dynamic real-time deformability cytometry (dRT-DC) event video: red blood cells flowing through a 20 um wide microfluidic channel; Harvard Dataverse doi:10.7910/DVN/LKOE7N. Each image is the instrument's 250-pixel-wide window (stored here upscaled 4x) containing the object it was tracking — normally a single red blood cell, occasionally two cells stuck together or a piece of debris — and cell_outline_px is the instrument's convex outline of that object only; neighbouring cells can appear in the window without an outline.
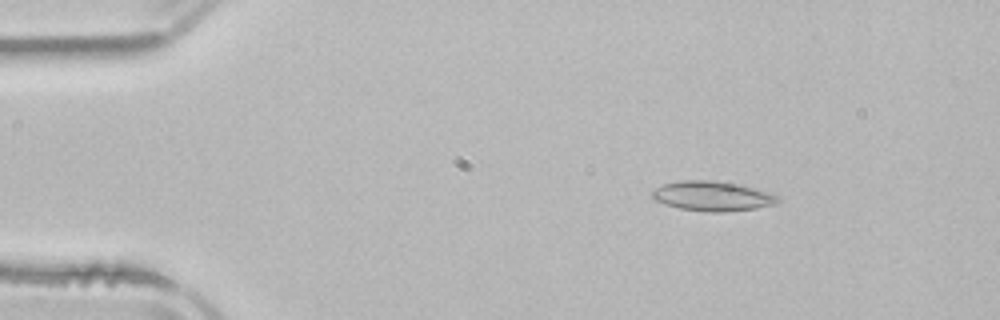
{"species": "common noctule bat (a hibernating species)", "species_latin": "Nyctalus noctula", "temperature_condition": "room temperature", "stored_images_in_passage": 5, "camera_frame_rate_fps": 3000, "um_per_image_px": 0.085, "animal": {"sex": "male", "body_mass_g": 21.5, "forearm_length_mm": 52.0}, "frame": {"image": 1, "passage_image": 3, "time_ms": 2.333, "image_size_px": [1000, 320], "cell_outline_px": [[780, 200], [776, 204], [756, 208], [724, 212], [704, 212], [680, 208], [664, 204], [652, 200], [652, 192], [656, 188], [664, 184], [680, 180], [708, 180], [736, 184], [752, 188], [776, 196]], "centroid_in_image_um": [60.48, 16.68], "position_along_channel_um": 24.5, "area_um2": 21.5}}